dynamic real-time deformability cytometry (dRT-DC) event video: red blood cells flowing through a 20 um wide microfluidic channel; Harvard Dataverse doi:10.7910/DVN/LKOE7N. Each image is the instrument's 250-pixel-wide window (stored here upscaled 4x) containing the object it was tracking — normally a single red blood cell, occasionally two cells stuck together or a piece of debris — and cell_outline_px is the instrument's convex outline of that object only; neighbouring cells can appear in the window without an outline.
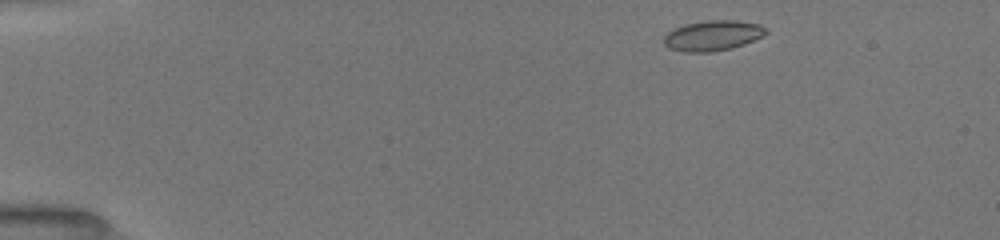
{"species": "common noctule bat (a hibernating species)", "species_latin": "Nyctalus noctula", "temperature_condition": "room temperature", "stored_images_in_passage": 13, "camera_frame_rate_fps": 3000, "um_per_image_px": 0.085, "animal": {"sex": "female", "body_mass_g": 19.5, "forearm_length_mm": 54.1}, "frame": {"image": 1, "passage_image": 1, "time_ms": 0.0, "image_size_px": [1000, 240], "cell_outline_px": [[768, 32], [744, 44], [732, 48], [712, 52], [684, 52], [668, 48], [664, 44], [664, 36], [672, 28], [684, 24], [708, 20], [736, 20], [760, 24], [768, 28]], "centroid_in_image_um": [60.56, 3.02], "position_along_channel_um": 24.4, "area_um2": 18.15}}
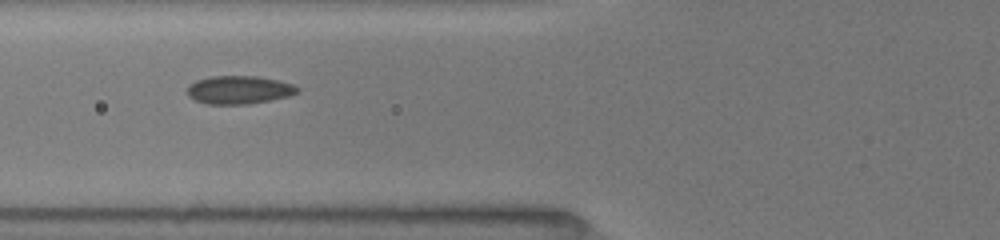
{"frame": {"image": 2, "passage_image": 10, "time_ms": 4.333, "image_size_px": [1000, 240], "cell_outline_px": [[300, 92], [288, 96], [248, 104], [208, 104], [196, 100], [188, 96], [188, 84], [196, 80], [212, 76], [256, 76], [276, 80], [292, 84], [300, 88]], "centroid_in_image_um": [20.31, 7.63], "position_along_channel_um": 105.5, "area_um2": 17.98}}
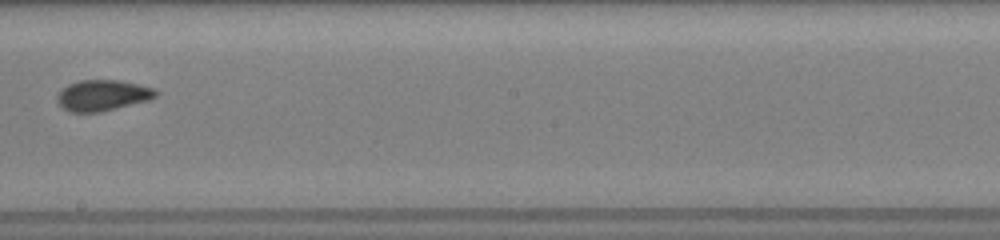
{"frame": {"image": 3, "passage_image": 13, "time_ms": 7.667, "image_size_px": [1000, 240], "cell_outline_px": [[160, 92], [156, 96], [148, 100], [100, 112], [72, 112], [64, 108], [56, 100], [56, 96], [68, 84], [76, 80], [120, 80], [156, 88]], "centroid_in_image_um": [8.74, 8.09], "position_along_channel_um": 239.5, "area_um2": 17.74}}